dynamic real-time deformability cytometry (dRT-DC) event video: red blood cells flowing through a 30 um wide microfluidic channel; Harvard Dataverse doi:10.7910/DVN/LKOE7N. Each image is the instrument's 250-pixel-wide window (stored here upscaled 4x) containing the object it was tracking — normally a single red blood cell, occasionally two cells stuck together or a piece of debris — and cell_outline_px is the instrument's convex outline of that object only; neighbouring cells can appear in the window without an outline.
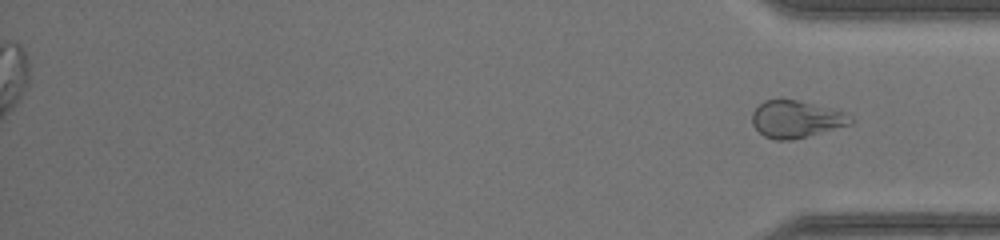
{"species": "common noctule bat (a hibernating species)", "species_latin": "Nyctalus noctula", "temperature_condition": "warm", "stored_images_in_passage": 36, "segment_of_instrument_passage": [2, 2], "camera_frame_rate_fps": 3000, "um_per_image_px": 0.085, "animal": {"sex": "female", "body_mass_g": 17.0, "forearm_length_mm": 48.0}, "frame": {"image": 1, "passage_image": 36, "time_ms": 11.667, "image_size_px": [1000, 240], "cell_outline_px": [[852, 124], [792, 140], [776, 140], [764, 136], [752, 124], [752, 112], [764, 100], [796, 100], [832, 108], [848, 112], [852, 116]], "centroid_in_image_um": [67.7, 10.13], "position_along_channel_um": 367.5, "area_um2": 21.27}}